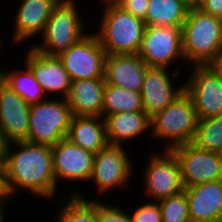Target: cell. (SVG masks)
<instances>
[{"instance_id": "obj_12", "label": "cell", "mask_w": 222, "mask_h": 222, "mask_svg": "<svg viewBox=\"0 0 222 222\" xmlns=\"http://www.w3.org/2000/svg\"><path fill=\"white\" fill-rule=\"evenodd\" d=\"M106 55L96 34L88 32L57 57L73 81L104 78Z\"/></svg>"}, {"instance_id": "obj_15", "label": "cell", "mask_w": 222, "mask_h": 222, "mask_svg": "<svg viewBox=\"0 0 222 222\" xmlns=\"http://www.w3.org/2000/svg\"><path fill=\"white\" fill-rule=\"evenodd\" d=\"M28 49L24 64L31 69L45 94L66 98L72 81L61 60L57 56L43 55L31 47Z\"/></svg>"}, {"instance_id": "obj_1", "label": "cell", "mask_w": 222, "mask_h": 222, "mask_svg": "<svg viewBox=\"0 0 222 222\" xmlns=\"http://www.w3.org/2000/svg\"><path fill=\"white\" fill-rule=\"evenodd\" d=\"M3 165V189L8 201L25 190L44 199L58 194L51 146L28 141L10 143Z\"/></svg>"}, {"instance_id": "obj_40", "label": "cell", "mask_w": 222, "mask_h": 222, "mask_svg": "<svg viewBox=\"0 0 222 222\" xmlns=\"http://www.w3.org/2000/svg\"><path fill=\"white\" fill-rule=\"evenodd\" d=\"M207 222H222V218H221V219H216V220L207 221Z\"/></svg>"}, {"instance_id": "obj_37", "label": "cell", "mask_w": 222, "mask_h": 222, "mask_svg": "<svg viewBox=\"0 0 222 222\" xmlns=\"http://www.w3.org/2000/svg\"><path fill=\"white\" fill-rule=\"evenodd\" d=\"M0 179H4V165L1 159H0Z\"/></svg>"}, {"instance_id": "obj_19", "label": "cell", "mask_w": 222, "mask_h": 222, "mask_svg": "<svg viewBox=\"0 0 222 222\" xmlns=\"http://www.w3.org/2000/svg\"><path fill=\"white\" fill-rule=\"evenodd\" d=\"M191 222L222 218V180L184 188Z\"/></svg>"}, {"instance_id": "obj_28", "label": "cell", "mask_w": 222, "mask_h": 222, "mask_svg": "<svg viewBox=\"0 0 222 222\" xmlns=\"http://www.w3.org/2000/svg\"><path fill=\"white\" fill-rule=\"evenodd\" d=\"M162 222H191L184 190L158 201Z\"/></svg>"}, {"instance_id": "obj_33", "label": "cell", "mask_w": 222, "mask_h": 222, "mask_svg": "<svg viewBox=\"0 0 222 222\" xmlns=\"http://www.w3.org/2000/svg\"><path fill=\"white\" fill-rule=\"evenodd\" d=\"M9 146H10V142L8 141L6 135L0 128V159L3 162L6 158V154L8 153Z\"/></svg>"}, {"instance_id": "obj_8", "label": "cell", "mask_w": 222, "mask_h": 222, "mask_svg": "<svg viewBox=\"0 0 222 222\" xmlns=\"http://www.w3.org/2000/svg\"><path fill=\"white\" fill-rule=\"evenodd\" d=\"M185 79V92L191 97L199 119L222 115V76L213 65H193Z\"/></svg>"}, {"instance_id": "obj_10", "label": "cell", "mask_w": 222, "mask_h": 222, "mask_svg": "<svg viewBox=\"0 0 222 222\" xmlns=\"http://www.w3.org/2000/svg\"><path fill=\"white\" fill-rule=\"evenodd\" d=\"M124 147L126 146L108 144L95 154L90 181L97 187L99 196L114 189H123L130 184L134 168L131 155Z\"/></svg>"}, {"instance_id": "obj_39", "label": "cell", "mask_w": 222, "mask_h": 222, "mask_svg": "<svg viewBox=\"0 0 222 222\" xmlns=\"http://www.w3.org/2000/svg\"><path fill=\"white\" fill-rule=\"evenodd\" d=\"M98 1H100V3H101V1H102V5H103V3H113V2H116L117 0H98Z\"/></svg>"}, {"instance_id": "obj_17", "label": "cell", "mask_w": 222, "mask_h": 222, "mask_svg": "<svg viewBox=\"0 0 222 222\" xmlns=\"http://www.w3.org/2000/svg\"><path fill=\"white\" fill-rule=\"evenodd\" d=\"M30 106L0 80V128L10 143L27 141Z\"/></svg>"}, {"instance_id": "obj_2", "label": "cell", "mask_w": 222, "mask_h": 222, "mask_svg": "<svg viewBox=\"0 0 222 222\" xmlns=\"http://www.w3.org/2000/svg\"><path fill=\"white\" fill-rule=\"evenodd\" d=\"M181 31L183 56L189 65H212L222 54V19L192 8Z\"/></svg>"}, {"instance_id": "obj_26", "label": "cell", "mask_w": 222, "mask_h": 222, "mask_svg": "<svg viewBox=\"0 0 222 222\" xmlns=\"http://www.w3.org/2000/svg\"><path fill=\"white\" fill-rule=\"evenodd\" d=\"M144 111L140 92L105 84L102 117L118 112Z\"/></svg>"}, {"instance_id": "obj_27", "label": "cell", "mask_w": 222, "mask_h": 222, "mask_svg": "<svg viewBox=\"0 0 222 222\" xmlns=\"http://www.w3.org/2000/svg\"><path fill=\"white\" fill-rule=\"evenodd\" d=\"M192 143L201 149L222 154V115L199 119Z\"/></svg>"}, {"instance_id": "obj_6", "label": "cell", "mask_w": 222, "mask_h": 222, "mask_svg": "<svg viewBox=\"0 0 222 222\" xmlns=\"http://www.w3.org/2000/svg\"><path fill=\"white\" fill-rule=\"evenodd\" d=\"M51 98L30 106L27 141L54 146L66 138L71 119V109L65 98Z\"/></svg>"}, {"instance_id": "obj_14", "label": "cell", "mask_w": 222, "mask_h": 222, "mask_svg": "<svg viewBox=\"0 0 222 222\" xmlns=\"http://www.w3.org/2000/svg\"><path fill=\"white\" fill-rule=\"evenodd\" d=\"M51 148L57 187L58 183L62 181H78L79 183L90 181L95 154L71 143L67 138Z\"/></svg>"}, {"instance_id": "obj_36", "label": "cell", "mask_w": 222, "mask_h": 222, "mask_svg": "<svg viewBox=\"0 0 222 222\" xmlns=\"http://www.w3.org/2000/svg\"><path fill=\"white\" fill-rule=\"evenodd\" d=\"M212 65L215 67V69L222 76V54L219 56V58Z\"/></svg>"}, {"instance_id": "obj_35", "label": "cell", "mask_w": 222, "mask_h": 222, "mask_svg": "<svg viewBox=\"0 0 222 222\" xmlns=\"http://www.w3.org/2000/svg\"><path fill=\"white\" fill-rule=\"evenodd\" d=\"M185 4L190 8H200L205 0H183Z\"/></svg>"}, {"instance_id": "obj_38", "label": "cell", "mask_w": 222, "mask_h": 222, "mask_svg": "<svg viewBox=\"0 0 222 222\" xmlns=\"http://www.w3.org/2000/svg\"><path fill=\"white\" fill-rule=\"evenodd\" d=\"M4 218H6L5 211H4V209H2V210H0V222L6 221V219H4Z\"/></svg>"}, {"instance_id": "obj_21", "label": "cell", "mask_w": 222, "mask_h": 222, "mask_svg": "<svg viewBox=\"0 0 222 222\" xmlns=\"http://www.w3.org/2000/svg\"><path fill=\"white\" fill-rule=\"evenodd\" d=\"M103 118L107 140L111 145L125 146V142H131L145 133H150V117L145 111L118 112Z\"/></svg>"}, {"instance_id": "obj_3", "label": "cell", "mask_w": 222, "mask_h": 222, "mask_svg": "<svg viewBox=\"0 0 222 222\" xmlns=\"http://www.w3.org/2000/svg\"><path fill=\"white\" fill-rule=\"evenodd\" d=\"M103 7L100 26L94 33L106 54H138L146 29L144 20L115 2L104 3Z\"/></svg>"}, {"instance_id": "obj_25", "label": "cell", "mask_w": 222, "mask_h": 222, "mask_svg": "<svg viewBox=\"0 0 222 222\" xmlns=\"http://www.w3.org/2000/svg\"><path fill=\"white\" fill-rule=\"evenodd\" d=\"M70 195L60 201L54 222H98L97 199L91 200L79 191H72Z\"/></svg>"}, {"instance_id": "obj_24", "label": "cell", "mask_w": 222, "mask_h": 222, "mask_svg": "<svg viewBox=\"0 0 222 222\" xmlns=\"http://www.w3.org/2000/svg\"><path fill=\"white\" fill-rule=\"evenodd\" d=\"M148 3L146 26L181 28L190 10L183 0H149Z\"/></svg>"}, {"instance_id": "obj_9", "label": "cell", "mask_w": 222, "mask_h": 222, "mask_svg": "<svg viewBox=\"0 0 222 222\" xmlns=\"http://www.w3.org/2000/svg\"><path fill=\"white\" fill-rule=\"evenodd\" d=\"M148 158V164L142 170L144 196L158 202L184 190L181 180L180 166L171 150L154 152ZM146 169V170H145ZM151 198V199H150Z\"/></svg>"}, {"instance_id": "obj_30", "label": "cell", "mask_w": 222, "mask_h": 222, "mask_svg": "<svg viewBox=\"0 0 222 222\" xmlns=\"http://www.w3.org/2000/svg\"><path fill=\"white\" fill-rule=\"evenodd\" d=\"M129 212L132 222H162L160 206L158 202L147 201Z\"/></svg>"}, {"instance_id": "obj_23", "label": "cell", "mask_w": 222, "mask_h": 222, "mask_svg": "<svg viewBox=\"0 0 222 222\" xmlns=\"http://www.w3.org/2000/svg\"><path fill=\"white\" fill-rule=\"evenodd\" d=\"M25 68L8 71L0 68V80L11 90L24 99L29 105L46 100L47 95L31 69L26 65Z\"/></svg>"}, {"instance_id": "obj_11", "label": "cell", "mask_w": 222, "mask_h": 222, "mask_svg": "<svg viewBox=\"0 0 222 222\" xmlns=\"http://www.w3.org/2000/svg\"><path fill=\"white\" fill-rule=\"evenodd\" d=\"M178 160L184 188L222 180V154L197 147L192 142L170 149Z\"/></svg>"}, {"instance_id": "obj_5", "label": "cell", "mask_w": 222, "mask_h": 222, "mask_svg": "<svg viewBox=\"0 0 222 222\" xmlns=\"http://www.w3.org/2000/svg\"><path fill=\"white\" fill-rule=\"evenodd\" d=\"M198 120L193 101L184 91L164 110L150 117L149 137L154 141L164 140V149L170 150L175 146L193 142Z\"/></svg>"}, {"instance_id": "obj_31", "label": "cell", "mask_w": 222, "mask_h": 222, "mask_svg": "<svg viewBox=\"0 0 222 222\" xmlns=\"http://www.w3.org/2000/svg\"><path fill=\"white\" fill-rule=\"evenodd\" d=\"M149 0H117L115 3L134 17L145 19Z\"/></svg>"}, {"instance_id": "obj_34", "label": "cell", "mask_w": 222, "mask_h": 222, "mask_svg": "<svg viewBox=\"0 0 222 222\" xmlns=\"http://www.w3.org/2000/svg\"><path fill=\"white\" fill-rule=\"evenodd\" d=\"M3 181L4 179H0V210L5 209L6 207H8L7 205H9L8 200L6 199L4 194Z\"/></svg>"}, {"instance_id": "obj_16", "label": "cell", "mask_w": 222, "mask_h": 222, "mask_svg": "<svg viewBox=\"0 0 222 222\" xmlns=\"http://www.w3.org/2000/svg\"><path fill=\"white\" fill-rule=\"evenodd\" d=\"M60 0H22L15 14L12 44L37 39L43 32L50 14ZM37 36V37H36ZM20 42V43H19Z\"/></svg>"}, {"instance_id": "obj_22", "label": "cell", "mask_w": 222, "mask_h": 222, "mask_svg": "<svg viewBox=\"0 0 222 222\" xmlns=\"http://www.w3.org/2000/svg\"><path fill=\"white\" fill-rule=\"evenodd\" d=\"M66 138L93 154L109 144L103 117L73 116Z\"/></svg>"}, {"instance_id": "obj_7", "label": "cell", "mask_w": 222, "mask_h": 222, "mask_svg": "<svg viewBox=\"0 0 222 222\" xmlns=\"http://www.w3.org/2000/svg\"><path fill=\"white\" fill-rule=\"evenodd\" d=\"M138 55L148 67L181 70L180 68L174 69V67H177L176 62H185L181 28L175 26H146ZM181 59L183 62H181Z\"/></svg>"}, {"instance_id": "obj_41", "label": "cell", "mask_w": 222, "mask_h": 222, "mask_svg": "<svg viewBox=\"0 0 222 222\" xmlns=\"http://www.w3.org/2000/svg\"><path fill=\"white\" fill-rule=\"evenodd\" d=\"M2 45H3V42H2V39H1V36H0V50L2 48ZM1 52V51H0ZM1 68V67H0Z\"/></svg>"}, {"instance_id": "obj_32", "label": "cell", "mask_w": 222, "mask_h": 222, "mask_svg": "<svg viewBox=\"0 0 222 222\" xmlns=\"http://www.w3.org/2000/svg\"><path fill=\"white\" fill-rule=\"evenodd\" d=\"M200 9L205 13L222 19V0H205Z\"/></svg>"}, {"instance_id": "obj_20", "label": "cell", "mask_w": 222, "mask_h": 222, "mask_svg": "<svg viewBox=\"0 0 222 222\" xmlns=\"http://www.w3.org/2000/svg\"><path fill=\"white\" fill-rule=\"evenodd\" d=\"M104 89V78L73 80L65 98L72 115L102 117Z\"/></svg>"}, {"instance_id": "obj_18", "label": "cell", "mask_w": 222, "mask_h": 222, "mask_svg": "<svg viewBox=\"0 0 222 222\" xmlns=\"http://www.w3.org/2000/svg\"><path fill=\"white\" fill-rule=\"evenodd\" d=\"M147 67L138 54H107L105 84L140 92Z\"/></svg>"}, {"instance_id": "obj_13", "label": "cell", "mask_w": 222, "mask_h": 222, "mask_svg": "<svg viewBox=\"0 0 222 222\" xmlns=\"http://www.w3.org/2000/svg\"><path fill=\"white\" fill-rule=\"evenodd\" d=\"M168 69L165 67H147L146 69L140 94L144 111L149 117L164 110L185 91L183 82L180 87L176 82L173 83L180 78L182 70L170 71Z\"/></svg>"}, {"instance_id": "obj_29", "label": "cell", "mask_w": 222, "mask_h": 222, "mask_svg": "<svg viewBox=\"0 0 222 222\" xmlns=\"http://www.w3.org/2000/svg\"><path fill=\"white\" fill-rule=\"evenodd\" d=\"M95 199H97L98 222H132L129 211L127 212L124 207L122 209L119 205L106 204V201L104 203L96 196Z\"/></svg>"}, {"instance_id": "obj_4", "label": "cell", "mask_w": 222, "mask_h": 222, "mask_svg": "<svg viewBox=\"0 0 222 222\" xmlns=\"http://www.w3.org/2000/svg\"><path fill=\"white\" fill-rule=\"evenodd\" d=\"M77 9L76 0H60L39 35L42 43L31 48L46 56H58L88 34L84 14Z\"/></svg>"}]
</instances>
